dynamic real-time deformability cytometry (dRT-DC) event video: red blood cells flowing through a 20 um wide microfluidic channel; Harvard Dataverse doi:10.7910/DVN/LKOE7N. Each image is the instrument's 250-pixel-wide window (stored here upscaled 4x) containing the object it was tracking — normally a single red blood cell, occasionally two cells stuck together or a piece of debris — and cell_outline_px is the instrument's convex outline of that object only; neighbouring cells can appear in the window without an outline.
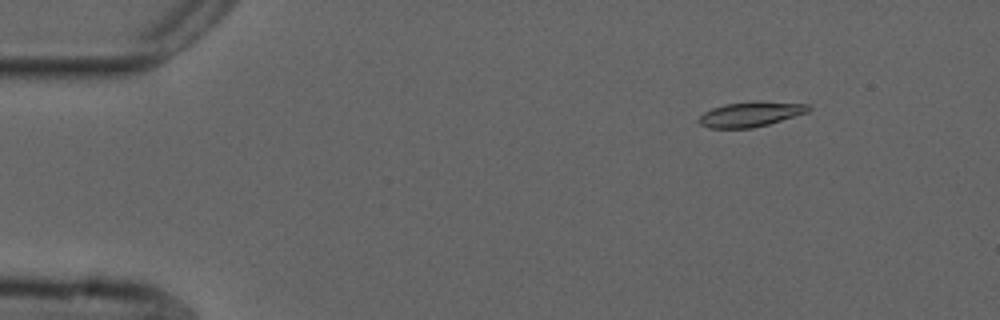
{"species": "common noctule bat (a hibernating species)", "species_latin": "Nyctalus noctula", "temperature_condition": "cold", "stored_images_in_passage": 49, "camera_frame_rate_fps": 3000, "um_per_image_px": 0.085, "animal": {"sex": "male", "forearm_length_mm": 52.5}, "frame": {"image": 1, "passage_image": 1, "time_ms": 0.0, "image_size_px": [1000, 320], "cell_outline_px": [[812, 108], [808, 112], [768, 124], [752, 128], [708, 128], [700, 124], [696, 120], [704, 112], [712, 108], [724, 104], [756, 100], [808, 104]], "centroid_in_image_um": [63.79, 9.69], "position_along_channel_um": 21.2, "area_um2": 16.13}}
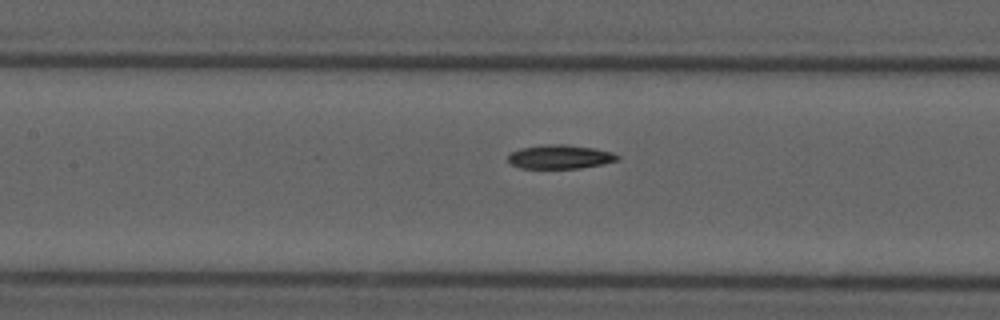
{"frame": {"image": 2, "passage_image": 19, "time_ms": 6.0, "image_size_px": [1000, 320], "cell_outline_px": [[620, 160], [604, 164], [580, 168], [520, 168], [512, 164], [508, 160], [508, 156], [512, 152], [520, 148], [544, 144], [564, 144], [596, 148], [612, 152], [620, 156]], "centroid_in_image_um": [47.64, 13.32], "position_along_channel_um": 159.8, "area_um2": 15.37}}
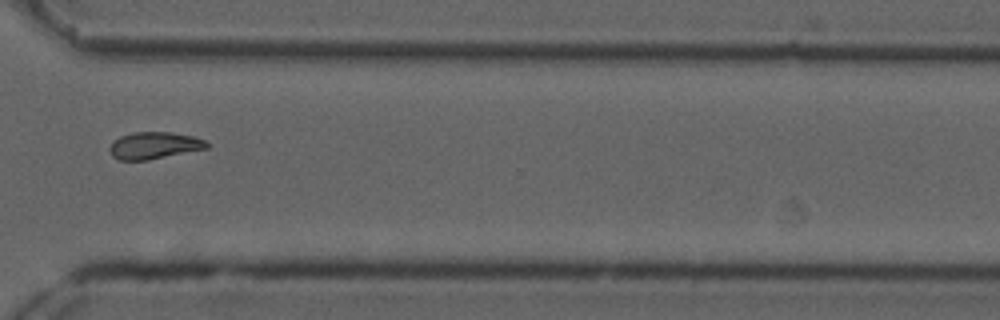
{"frame": {"image": 3, "passage_image": 35, "time_ms": 11.333, "image_size_px": [1000, 320], "cell_outline_px": [[212, 144], [208, 148], [148, 160], [116, 160], [112, 156], [108, 148], [112, 140], [120, 136], [132, 132], [172, 132], [196, 136]], "centroid_in_image_um": [13.1, 12.36], "position_along_channel_um": 357.5, "area_um2": 15.61}, "authors_computed_cell_mechanics": {"area_um2": 15.6638, "velocity_mm_per_s": 3.7052, "shape_relaxation_time_tau1_ms": 6.9624, "shape_relaxation_time_tau2_ms": 6.3777, "deformation_change_tau1": 0.1696, "deformation_change_tau2": 0.1128}}